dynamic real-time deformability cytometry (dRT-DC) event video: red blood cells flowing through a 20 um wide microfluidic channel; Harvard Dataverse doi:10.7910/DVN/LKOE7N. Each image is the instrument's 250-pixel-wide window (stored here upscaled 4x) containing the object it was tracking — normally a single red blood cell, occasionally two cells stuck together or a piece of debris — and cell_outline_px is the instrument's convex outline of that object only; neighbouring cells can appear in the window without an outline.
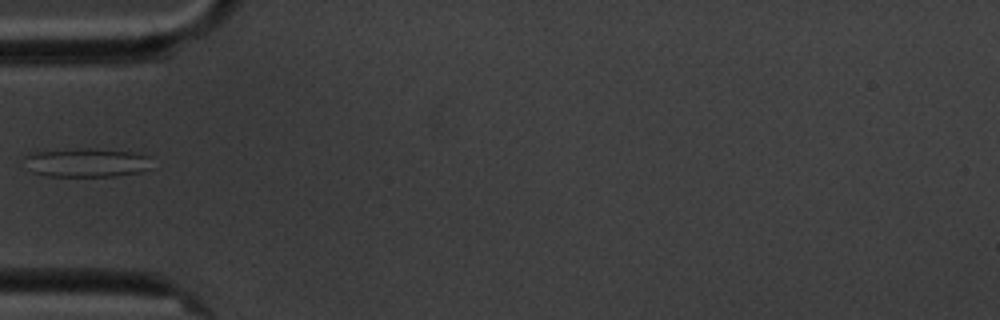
{"species": "common noctule bat (a hibernating species)", "species_latin": "Nyctalus noctula", "temperature_condition": "cold", "stored_images_in_passage": 9, "camera_frame_rate_fps": 3000, "um_per_image_px": 0.085, "animal": {"sex": "male", "body_mass_g": 20.1, "forearm_length_mm": 53.5}, "frame": {"image": 1, "passage_image": 6, "time_ms": 6.0, "image_size_px": [1000, 320], "cell_outline_px": [[152, 168], [140, 172], [116, 176], [44, 176], [32, 172], [28, 168], [24, 156], [32, 152], [80, 148], [92, 148], [136, 152], [148, 156]], "centroid_in_image_um": [7.37, 13.82], "position_along_channel_um": 77.6, "area_um2": 21.68}}
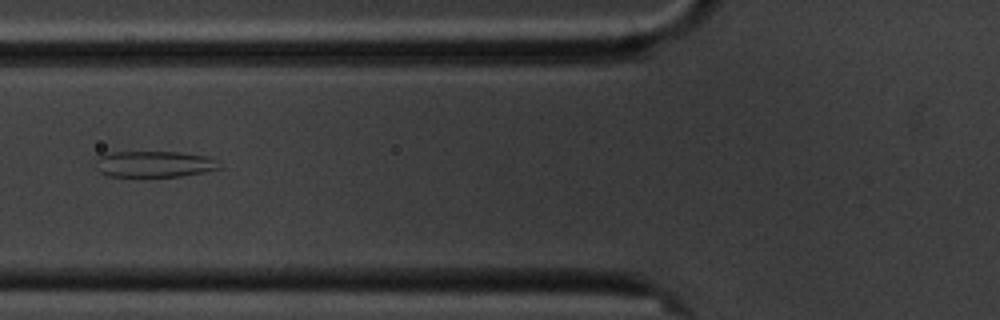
{"frame": {"image": 2, "passage_image": 7, "time_ms": 7.0, "image_size_px": [1000, 320], "cell_outline_px": [[224, 168], [184, 176], [108, 176], [100, 172], [96, 168], [96, 156], [108, 152], [180, 152], [208, 156], [216, 160]], "centroid_in_image_um": [13.13, 13.94], "position_along_channel_um": 112.7, "area_um2": 19.13}}